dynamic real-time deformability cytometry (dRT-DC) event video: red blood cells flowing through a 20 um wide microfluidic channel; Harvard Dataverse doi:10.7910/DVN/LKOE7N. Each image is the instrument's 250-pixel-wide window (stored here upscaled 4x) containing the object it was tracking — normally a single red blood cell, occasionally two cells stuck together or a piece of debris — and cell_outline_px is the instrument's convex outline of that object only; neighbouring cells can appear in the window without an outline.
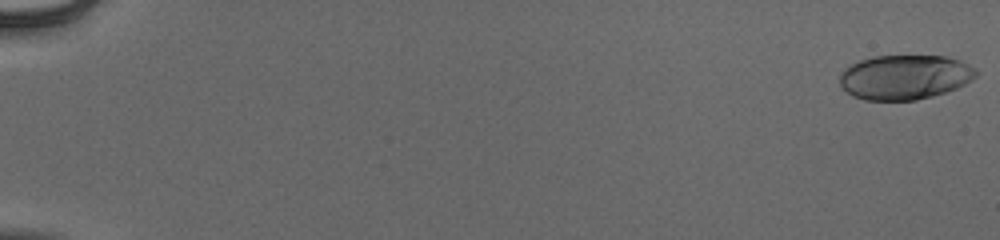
{"species": "human", "species_latin": "Homo sapiens", "temperature_condition": "cold", "stored_images_in_passage": 55, "camera_frame_rate_fps": 3000, "um_per_image_px": 0.085, "donor": {"sex": "male"}, "frame": {"image": 1, "passage_image": 1, "time_ms": 0.0, "image_size_px": [1000, 240], "cell_outline_px": [[976, 76], [972, 80], [956, 88], [932, 96], [916, 100], [864, 100], [852, 96], [840, 84], [840, 72], [848, 64], [872, 56], [948, 56], [960, 60], [976, 68]], "centroid_in_image_um": [76.88, 6.55], "position_along_channel_um": 8.1, "area_um2": 35.6}}
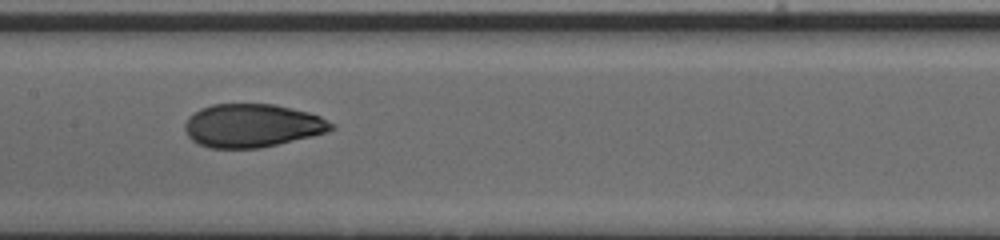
{"frame": {"image": 2, "passage_image": 30, "time_ms": 9.667, "image_size_px": [1000, 240], "cell_outline_px": [[336, 128], [328, 132], [312, 136], [260, 148], [212, 148], [200, 144], [192, 140], [188, 136], [184, 128], [184, 124], [188, 116], [200, 108], [212, 104], [276, 104], [308, 112], [320, 116], [336, 124]], "centroid_in_image_um": [21.45, 10.67], "position_along_channel_um": 185.9, "area_um2": 37.17}}
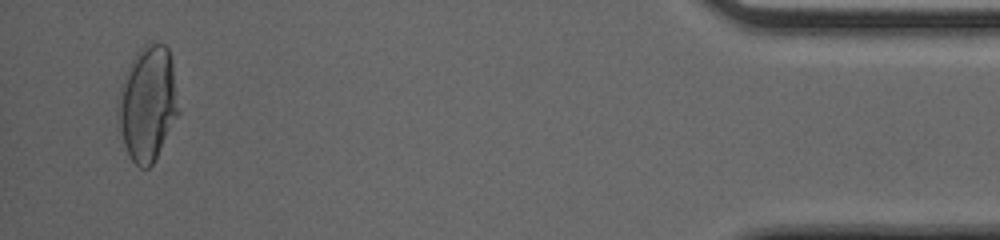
{"frame": {"image": 3, "passage_image": 53, "time_ms": 17.333, "image_size_px": [1000, 240], "cell_outline_px": [[180, 112], [152, 164], [148, 168], [140, 168], [132, 160], [116, 128], [116, 104], [120, 84], [136, 52], [144, 44], [164, 44], [168, 48], [172, 60]], "centroid_in_image_um": [12.52, 8.8], "position_along_channel_um": 422.7, "area_um2": 40.98}, "authors_computed_cell_mechanics": {"area_um2": 37.1076, "velocity_mm_per_s": 3.9549, "shape_relaxation_time_tau1_ms": 5.2774, "shape_relaxation_time_tau2_ms": 1.1233, "deformation_change_tau1": 0.2203, "deformation_change_tau2": 0.0534}}